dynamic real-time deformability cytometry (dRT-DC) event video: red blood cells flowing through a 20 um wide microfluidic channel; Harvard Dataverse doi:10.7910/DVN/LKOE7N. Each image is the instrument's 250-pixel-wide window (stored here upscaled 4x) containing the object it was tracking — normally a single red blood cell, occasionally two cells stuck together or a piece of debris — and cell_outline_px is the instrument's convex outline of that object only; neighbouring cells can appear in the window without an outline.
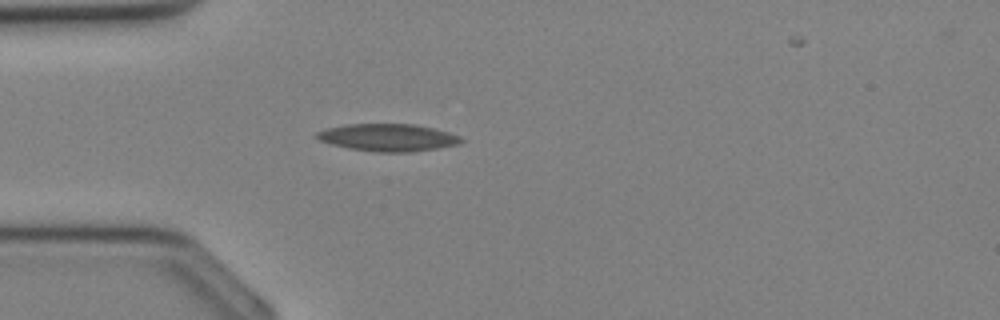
{"species": "Egyptian fruit bat (a non-hibernating species)", "species_latin": "Rousettus aegyptiacus", "temperature_condition": "cold", "stored_images_in_passage": 25, "camera_frame_rate_fps": 3000, "um_per_image_px": 0.085, "animal": {"sex": "female"}, "frame": {"image": 1, "passage_image": 2, "time_ms": 0.333, "image_size_px": [1000, 320], "cell_outline_px": [[464, 140], [460, 144], [412, 152], [376, 152], [348, 148], [332, 144], [320, 140], [316, 136], [316, 132], [328, 128], [348, 124], [412, 124], [432, 128], [448, 132], [460, 136]], "centroid_in_image_um": [33.0, 11.69], "position_along_channel_um": 52.0, "area_um2": 22.83}}
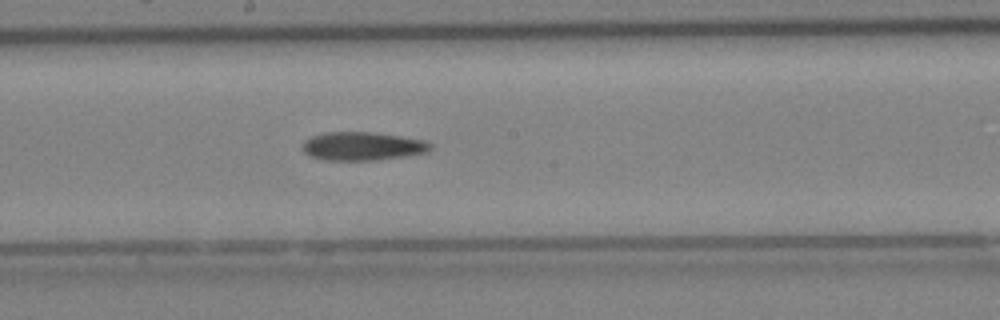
{"frame": {"image": 2, "passage_image": 11, "time_ms": 3.333, "image_size_px": [1000, 320], "cell_outline_px": [[432, 148], [428, 152], [372, 160], [328, 160], [312, 156], [304, 152], [304, 140], [312, 136], [324, 132], [372, 132], [400, 136], [424, 140], [432, 144]], "centroid_in_image_um": [30.82, 12.41], "position_along_channel_um": 217.4, "area_um2": 20.87}}
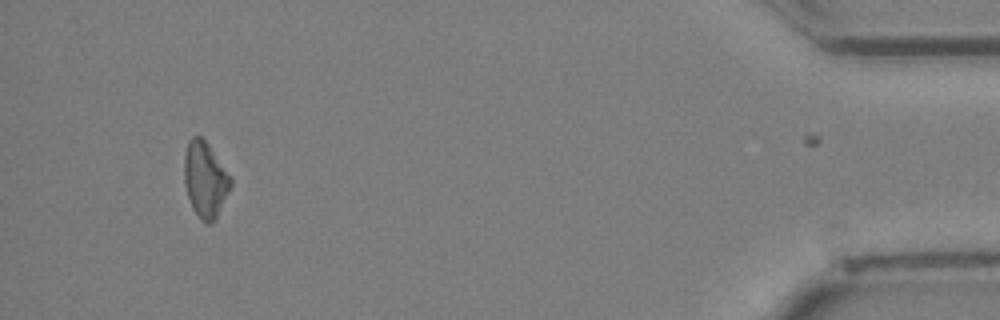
{"frame": {"image": 3, "passage_image": 25, "time_ms": 8.0, "image_size_px": [1000, 320], "cell_outline_px": [[232, 184], [216, 216], [208, 224], [200, 220], [192, 208], [184, 184], [184, 156], [188, 140], [192, 136], [200, 136], [208, 144], [232, 176]], "centroid_in_image_um": [17.43, 15.23], "position_along_channel_um": 417.8, "area_um2": 20.4}}